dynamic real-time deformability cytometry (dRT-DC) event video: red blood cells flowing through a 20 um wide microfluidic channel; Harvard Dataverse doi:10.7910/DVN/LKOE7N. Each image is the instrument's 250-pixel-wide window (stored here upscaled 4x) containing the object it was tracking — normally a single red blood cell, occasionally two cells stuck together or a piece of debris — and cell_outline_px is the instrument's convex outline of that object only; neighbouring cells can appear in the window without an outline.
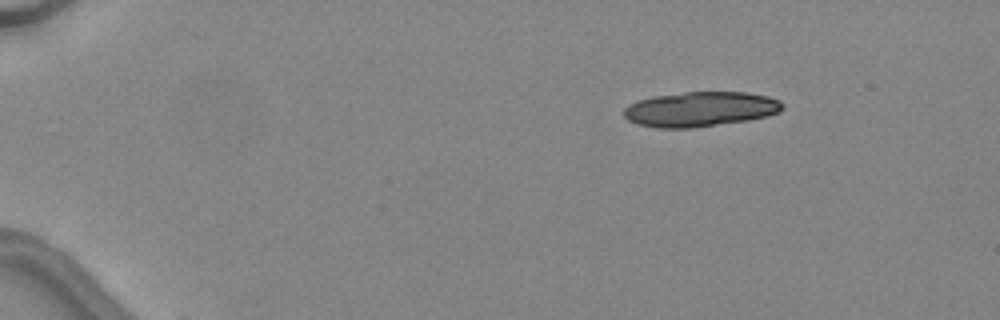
{"species": "common noctule bat (a hibernating species)", "species_latin": "Nyctalus noctula", "temperature_condition": "warm", "stored_images_in_passage": 4, "camera_frame_rate_fps": 3000, "um_per_image_px": 0.085, "animal": {"sex": "female", "body_mass_g": 24.6, "forearm_length_mm": 56.2}, "frame": {"image": 1, "passage_image": 1, "time_ms": 0.0, "image_size_px": [1000, 320], "cell_outline_px": [[784, 108], [780, 112], [768, 116], [748, 120], [692, 128], [656, 128], [640, 124], [628, 120], [624, 116], [624, 108], [628, 104], [636, 100], [652, 96], [684, 92], [748, 92], [768, 96], [780, 100], [784, 104]], "centroid_in_image_um": [59.54, 9.27], "position_along_channel_um": 25.5, "area_um2": 32.54}}